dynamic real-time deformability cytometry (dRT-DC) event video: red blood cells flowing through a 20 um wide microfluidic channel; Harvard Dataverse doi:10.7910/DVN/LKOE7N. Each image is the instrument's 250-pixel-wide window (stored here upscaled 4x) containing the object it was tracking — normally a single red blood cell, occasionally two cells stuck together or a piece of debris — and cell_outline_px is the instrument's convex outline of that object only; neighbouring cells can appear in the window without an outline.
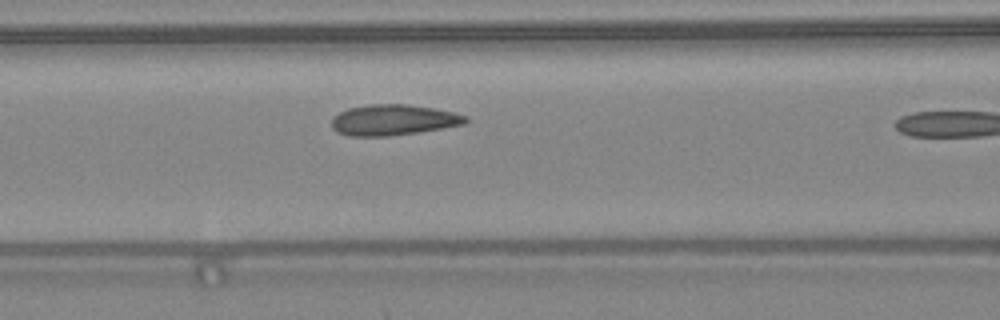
{"species": "common noctule bat (a hibernating species)", "species_latin": "Nyctalus noctula", "temperature_condition": "warm", "stored_images_in_passage": 11, "camera_frame_rate_fps": 3000, "um_per_image_px": 0.085, "animal": {"sex": "female", "body_mass_g": 24.6, "forearm_length_mm": 56.2}, "frame": {"image": 1, "passage_image": 10, "time_ms": 3.0, "image_size_px": [1000, 320], "cell_outline_px": [[468, 120], [464, 124], [416, 132], [388, 136], [348, 136], [336, 132], [332, 128], [332, 116], [348, 108], [372, 104], [408, 104], [432, 108], [452, 112], [468, 116]], "centroid_in_image_um": [33.38, 10.19], "position_along_channel_um": 133.2, "area_um2": 23.87}}